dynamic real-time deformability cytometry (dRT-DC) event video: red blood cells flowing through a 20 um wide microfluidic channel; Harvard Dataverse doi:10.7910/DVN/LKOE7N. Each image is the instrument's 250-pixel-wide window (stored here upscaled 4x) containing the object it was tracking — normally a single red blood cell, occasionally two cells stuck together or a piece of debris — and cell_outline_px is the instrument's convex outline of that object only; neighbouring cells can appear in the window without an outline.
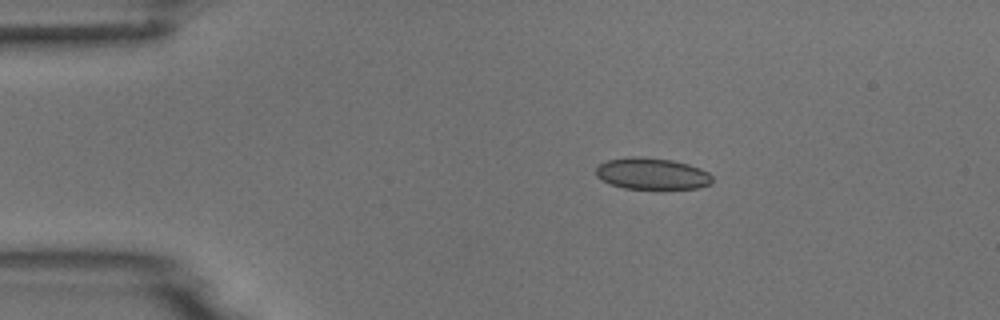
{"species": "common noctule bat (a hibernating species)", "species_latin": "Nyctalus noctula", "temperature_condition": "room temperature", "stored_images_in_passage": 3, "camera_frame_rate_fps": 3000, "um_per_image_px": 0.085, "animal": {"sex": "male", "body_mass_g": 18.8}, "frame": {"image": 1, "passage_image": 1, "time_ms": 0.0, "image_size_px": [1000, 320], "cell_outline_px": [[712, 184], [696, 188], [624, 188], [612, 184], [596, 176], [596, 168], [600, 164], [608, 160], [628, 156], [640, 156], [672, 160], [688, 164], [700, 168], [708, 172], [712, 176]], "centroid_in_image_um": [55.43, 14.75], "position_along_channel_um": 29.6, "area_um2": 21.21}}
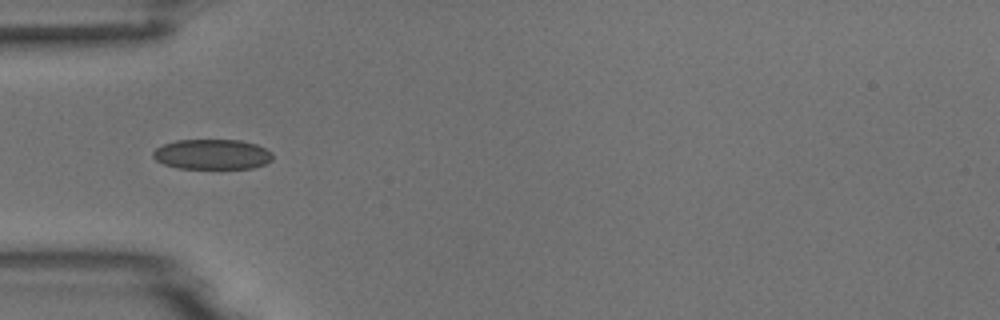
{"frame": {"image": 2, "passage_image": 3, "time_ms": 2.333, "image_size_px": [1000, 320], "cell_outline_px": [[272, 160], [264, 164], [252, 168], [176, 168], [164, 164], [156, 160], [152, 156], [152, 152], [156, 148], [164, 144], [176, 140], [240, 140], [256, 144], [272, 152]], "centroid_in_image_um": [18.02, 13.11], "position_along_channel_um": 67.0, "area_um2": 20.98}}